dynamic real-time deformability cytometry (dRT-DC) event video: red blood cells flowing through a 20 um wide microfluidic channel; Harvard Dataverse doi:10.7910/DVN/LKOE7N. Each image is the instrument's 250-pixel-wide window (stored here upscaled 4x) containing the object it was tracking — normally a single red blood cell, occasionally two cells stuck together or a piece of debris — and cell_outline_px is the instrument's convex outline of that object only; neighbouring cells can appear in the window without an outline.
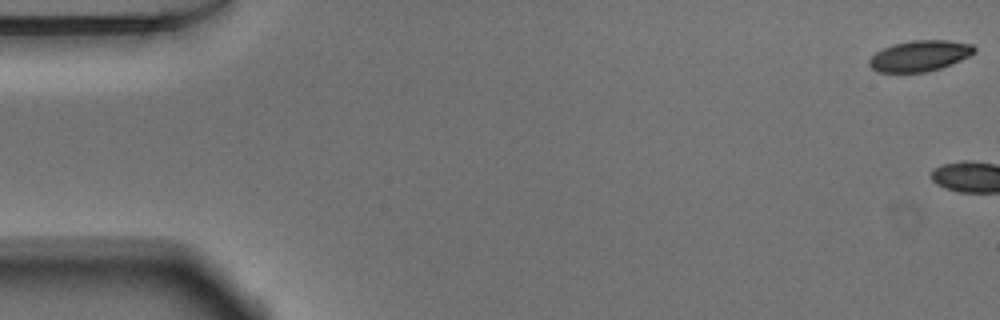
{"species": "Egyptian fruit bat (a non-hibernating species)", "species_latin": "Rousettus aegyptiacus", "temperature_condition": "warm", "stored_images_in_passage": 4, "camera_frame_rate_fps": 3000, "um_per_image_px": 0.085, "animal": {"sex": "male"}, "frame": {"image": 1, "passage_image": 1, "time_ms": 0.0, "image_size_px": [1000, 320], "cell_outline_px": [[976, 52], [952, 64], [940, 68], [924, 72], [876, 72], [868, 64], [868, 60], [876, 52], [892, 44], [912, 40], [948, 40], [972, 44], [976, 48]], "centroid_in_image_um": [78.17, 4.74], "position_along_channel_um": 6.8, "area_um2": 18.9}}